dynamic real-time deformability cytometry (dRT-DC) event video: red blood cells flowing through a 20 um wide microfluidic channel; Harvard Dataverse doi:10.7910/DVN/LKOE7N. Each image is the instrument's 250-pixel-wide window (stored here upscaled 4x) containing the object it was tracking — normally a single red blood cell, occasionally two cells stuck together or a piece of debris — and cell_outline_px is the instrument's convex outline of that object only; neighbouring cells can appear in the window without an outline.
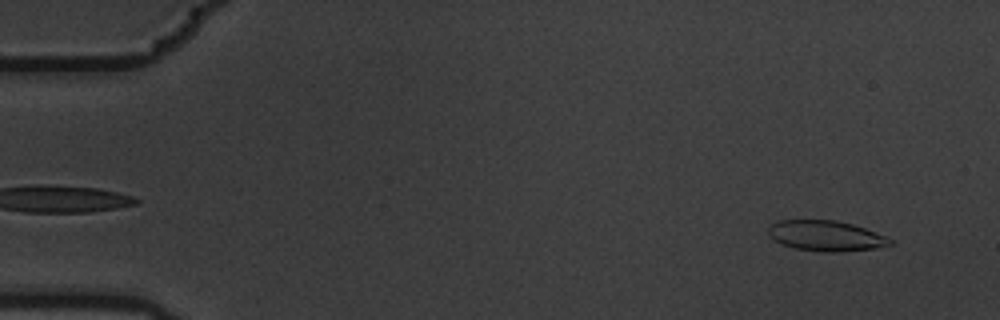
{"species": "common noctule bat (a hibernating species)", "species_latin": "Nyctalus noctula", "temperature_condition": "warm", "stored_images_in_passage": 4, "camera_frame_rate_fps": 3000, "um_per_image_px": 0.085, "animal": {"sex": "male", "body_mass_g": 19.5, "forearm_length_mm": 54.6}, "frame": {"image": 1, "passage_image": 1, "time_ms": 0.0, "image_size_px": [1000, 320], "cell_outline_px": [[892, 244], [876, 248], [836, 252], [824, 252], [796, 248], [784, 244], [768, 236], [768, 228], [772, 224], [780, 220], [836, 220], [852, 224], [864, 228], [884, 236], [892, 240]], "centroid_in_image_um": [70.19, 20.04], "position_along_channel_um": 14.8, "area_um2": 21.27}}